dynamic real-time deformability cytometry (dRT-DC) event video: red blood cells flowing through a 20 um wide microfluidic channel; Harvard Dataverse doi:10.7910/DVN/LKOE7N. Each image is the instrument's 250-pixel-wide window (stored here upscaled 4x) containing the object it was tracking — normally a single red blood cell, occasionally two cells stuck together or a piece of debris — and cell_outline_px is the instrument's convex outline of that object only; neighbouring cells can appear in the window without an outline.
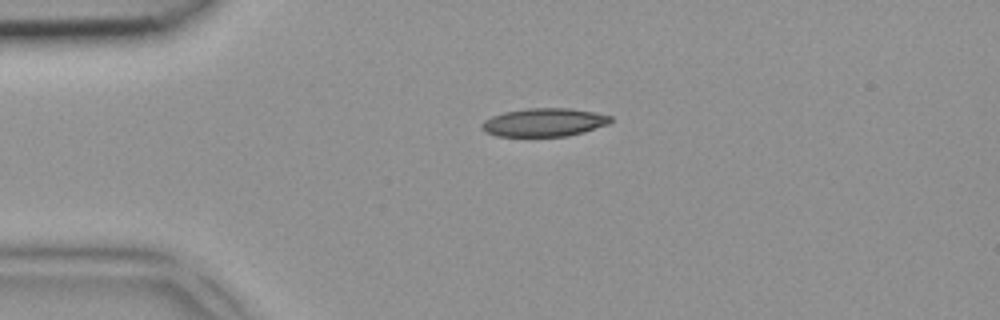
{"species": "common noctule bat (a hibernating species)", "species_latin": "Nyctalus noctula", "temperature_condition": "room temperature", "stored_images_in_passage": 1, "camera_frame_rate_fps": 3000, "um_per_image_px": 0.085, "animal": {"sex": "female", "body_mass_g": 18.4}, "frame": {"image": 1, "passage_image": 1, "time_ms": 0.0, "image_size_px": [1000, 320], "cell_outline_px": [[612, 120], [608, 124], [584, 132], [568, 136], [496, 136], [484, 132], [480, 128], [480, 124], [484, 120], [492, 116], [504, 112], [524, 108], [568, 108], [596, 112], [612, 116]], "centroid_in_image_um": [46.23, 10.4], "position_along_channel_um": 38.8, "area_um2": 21.44}}